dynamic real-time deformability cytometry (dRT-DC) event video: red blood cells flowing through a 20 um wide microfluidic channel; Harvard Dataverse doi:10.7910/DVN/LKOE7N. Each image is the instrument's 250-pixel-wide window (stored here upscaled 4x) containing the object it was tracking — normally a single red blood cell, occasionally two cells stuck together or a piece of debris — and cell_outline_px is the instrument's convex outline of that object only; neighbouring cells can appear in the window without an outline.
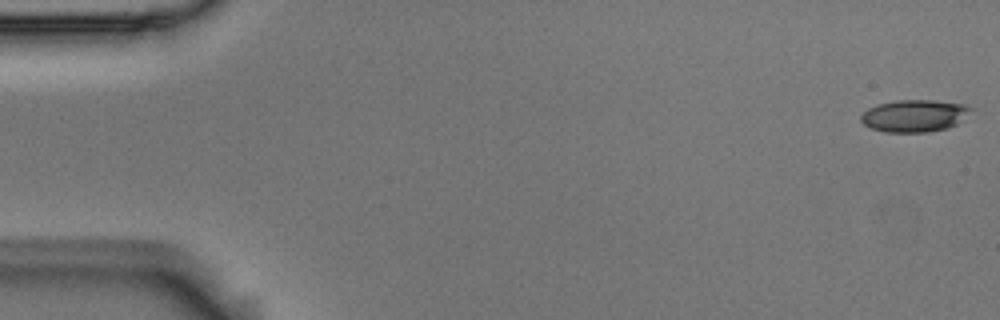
{"species": "Egyptian fruit bat (a non-hibernating species)", "species_latin": "Rousettus aegyptiacus", "temperature_condition": "room temperature", "stored_images_in_passage": 4, "camera_frame_rate_fps": 3000, "um_per_image_px": 0.085, "animal": {"sex": "male"}, "frame": {"image": 1, "passage_image": 1, "time_ms": 0.0, "image_size_px": [1000, 320], "cell_outline_px": [[972, 108], [956, 124], [948, 128], [928, 132], [884, 132], [872, 128], [864, 124], [860, 120], [860, 116], [868, 108], [880, 104], [896, 100], [932, 100], [964, 104]], "centroid_in_image_um": [77.69, 9.84], "position_along_channel_um": 7.3, "area_um2": 20.35}}